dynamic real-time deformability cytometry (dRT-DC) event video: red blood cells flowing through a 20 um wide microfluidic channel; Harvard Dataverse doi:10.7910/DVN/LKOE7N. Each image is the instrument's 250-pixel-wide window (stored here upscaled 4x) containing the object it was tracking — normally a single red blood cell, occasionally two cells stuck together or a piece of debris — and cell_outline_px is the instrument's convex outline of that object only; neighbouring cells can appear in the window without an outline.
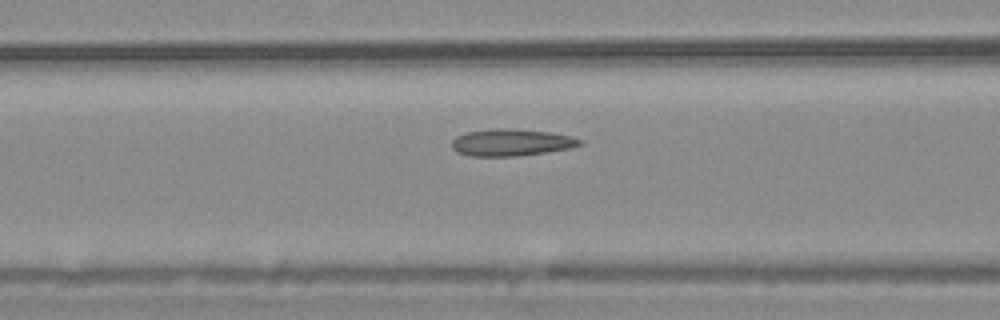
{"species": "common noctule bat (a hibernating species)", "species_latin": "Nyctalus noctula", "temperature_condition": "warm", "stored_images_in_passage": 49, "camera_frame_rate_fps": 3000, "um_per_image_px": 0.085, "animal": {"sex": "male", "body_mass_g": 20.4}, "frame": {"image": 1, "passage_image": 16, "time_ms": 5.0, "image_size_px": [1000, 320], "cell_outline_px": [[584, 144], [572, 148], [548, 152], [516, 156], [468, 156], [456, 152], [452, 148], [452, 140], [456, 136], [468, 132], [488, 128], [516, 128], [548, 132], [572, 136], [584, 140]], "centroid_in_image_um": [43.49, 12.1], "position_along_channel_um": 123.1, "area_um2": 20.52}}
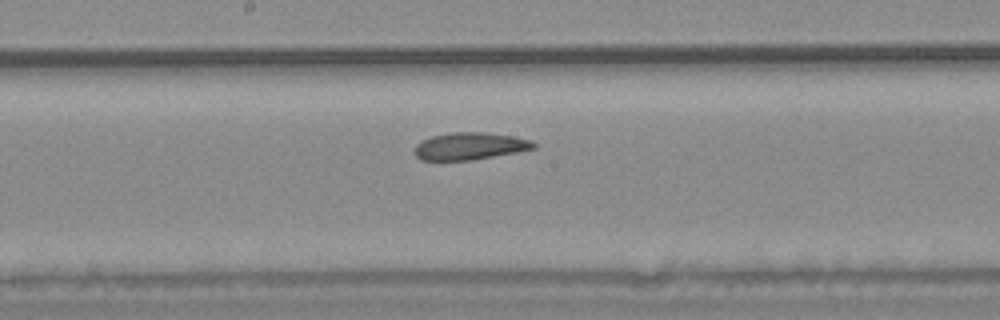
{"frame": {"image": 2, "passage_image": 23, "time_ms": 7.333, "image_size_px": [1000, 320], "cell_outline_px": [[536, 148], [516, 152], [472, 160], [420, 160], [416, 156], [416, 144], [420, 140], [432, 136], [452, 132], [484, 132], [512, 136], [532, 140], [536, 144]], "centroid_in_image_um": [39.93, 12.41], "position_along_channel_um": 208.3, "area_um2": 18.84}}
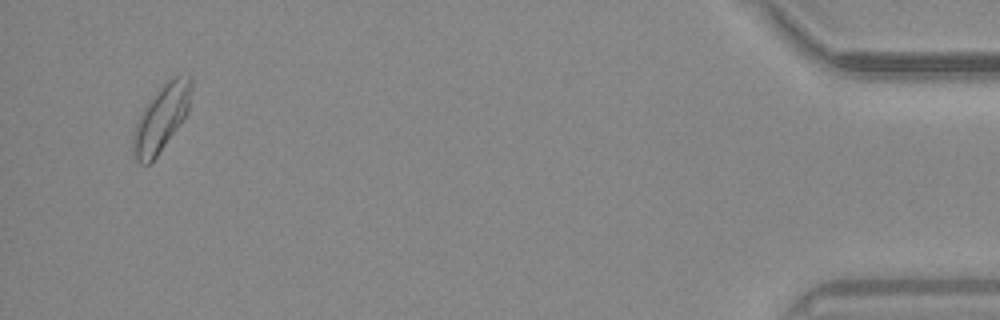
{"frame": {"image": 3, "passage_image": 47, "time_ms": 15.333, "image_size_px": [1000, 320], "cell_outline_px": [[192, 88], [188, 112], [180, 124], [156, 156], [148, 164], [140, 164], [132, 156], [132, 136], [140, 112], [144, 104], [168, 80], [176, 76], [188, 72], [192, 80]], "centroid_in_image_um": [13.7, 10.01], "position_along_channel_um": 421.5, "area_um2": 22.6}, "authors_computed_cell_mechanics": {"area_um2": 20.0566, "velocity_mm_per_s": 3.6578, "shape_relaxation_time_tau1_ms": 7.0097, "shape_relaxation_time_tau2_ms": 4.4385, "deformation_change_tau1": 0.1356, "deformation_change_tau2": 0.1019}}